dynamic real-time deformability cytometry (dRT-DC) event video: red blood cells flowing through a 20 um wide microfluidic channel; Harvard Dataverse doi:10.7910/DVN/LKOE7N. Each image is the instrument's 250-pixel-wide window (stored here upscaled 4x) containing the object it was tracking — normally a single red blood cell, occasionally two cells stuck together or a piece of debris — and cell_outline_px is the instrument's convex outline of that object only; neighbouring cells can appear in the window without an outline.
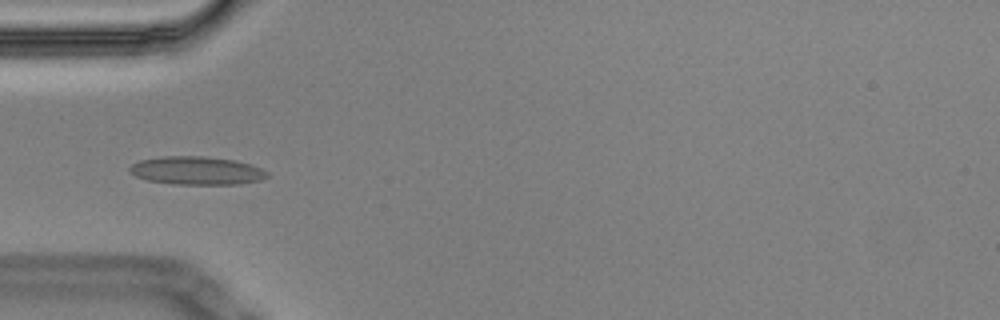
{"species": "Egyptian fruit bat (a non-hibernating species)", "species_latin": "Rousettus aegyptiacus", "temperature_condition": "cold", "stored_images_in_passage": 10, "camera_frame_rate_fps": 3000, "um_per_image_px": 0.085, "animal": {"sex": "male"}, "frame": {"image": 1, "passage_image": 4, "time_ms": 1.0, "image_size_px": [1000, 320], "cell_outline_px": [[268, 176], [260, 180], [240, 184], [172, 184], [148, 180], [136, 176], [128, 168], [132, 164], [140, 160], [164, 156], [204, 156], [232, 160], [248, 164], [260, 168], [268, 172]], "centroid_in_image_um": [16.71, 14.5], "position_along_channel_um": 68.3, "area_um2": 22.37}}
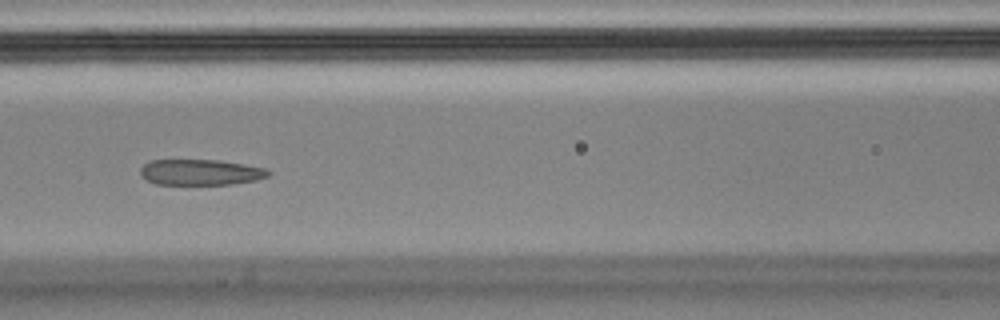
{"frame": {"image": 2, "passage_image": 6, "time_ms": 1.667, "image_size_px": [1000, 320], "cell_outline_px": [[272, 172], [268, 176], [256, 180], [228, 184], [156, 184], [148, 180], [140, 172], [140, 168], [144, 164], [152, 160], [216, 160], [244, 164], [268, 168]], "centroid_in_image_um": [17.09, 14.63], "position_along_channel_um": 149.5, "area_um2": 19.07}}
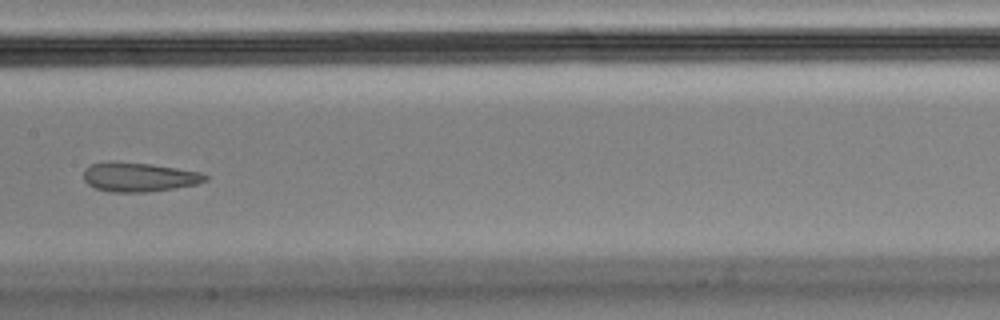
{"frame": {"image": 3, "passage_image": 7, "time_ms": 2.0, "image_size_px": [1000, 320], "cell_outline_px": [[208, 180], [196, 184], [148, 192], [112, 192], [96, 188], [88, 184], [84, 180], [84, 168], [92, 164], [108, 160], [112, 160], [152, 164], [200, 172], [208, 176]], "centroid_in_image_um": [11.78, 15.03], "position_along_channel_um": 195.6, "area_um2": 20.81}}